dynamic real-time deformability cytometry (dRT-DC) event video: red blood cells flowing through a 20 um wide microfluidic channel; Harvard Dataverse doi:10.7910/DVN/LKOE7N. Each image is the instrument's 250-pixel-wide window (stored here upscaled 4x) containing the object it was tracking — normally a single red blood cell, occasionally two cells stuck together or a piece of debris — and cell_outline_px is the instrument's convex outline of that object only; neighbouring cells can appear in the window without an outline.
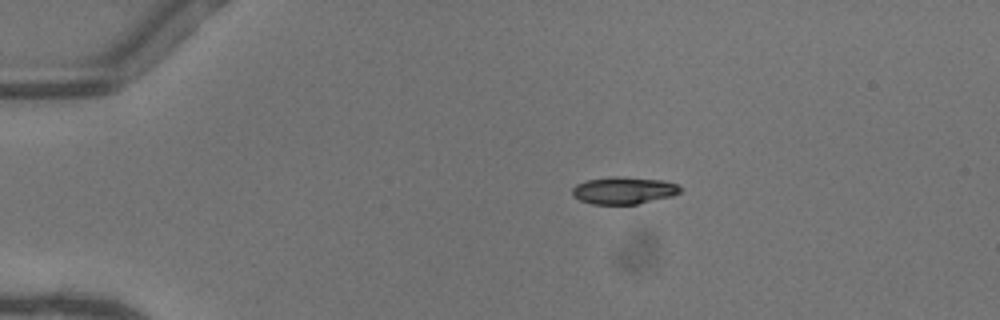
{"species": "common noctule bat (a hibernating species)", "species_latin": "Nyctalus noctula", "temperature_condition": "warm", "stored_images_in_passage": 42, "camera_frame_rate_fps": 3000, "um_per_image_px": 0.085, "animal": {"sex": "female"}, "frame": {"image": 1, "passage_image": 1, "time_ms": 0.0, "image_size_px": [1000, 320], "cell_outline_px": [[680, 192], [672, 196], [636, 204], [592, 204], [580, 200], [572, 196], [572, 188], [576, 184], [584, 180], [612, 176], [616, 176], [664, 180], [676, 184], [680, 188]], "centroid_in_image_um": [52.97, 16.18], "position_along_channel_um": 32.0, "area_um2": 17.17}}
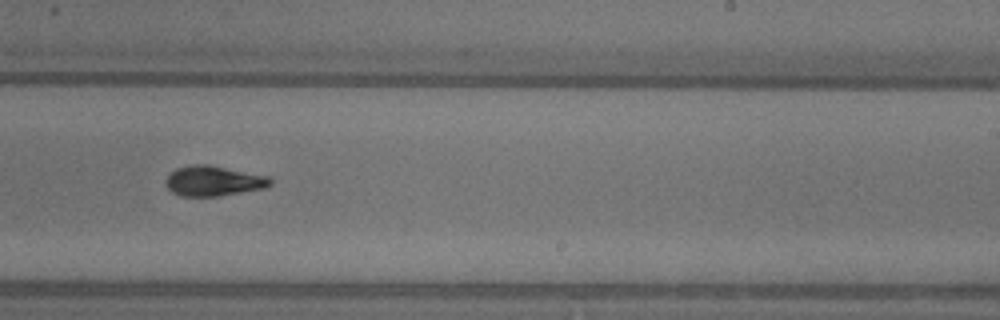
{"frame": {"image": 2, "passage_image": 23, "time_ms": 7.333, "image_size_px": [1000, 320], "cell_outline_px": [[272, 184], [264, 188], [216, 196], [180, 196], [172, 192], [164, 184], [164, 180], [176, 168], [192, 164], [208, 164], [268, 176], [272, 180]], "centroid_in_image_um": [18.11, 15.37], "position_along_channel_um": 270.9, "area_um2": 18.32}}
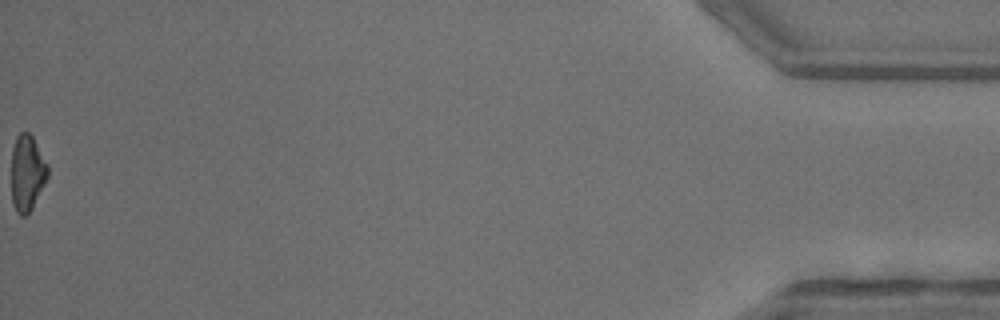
{"frame": {"image": 3, "passage_image": 42, "time_ms": 13.667, "image_size_px": [1000, 320], "cell_outline_px": [[48, 176], [32, 208], [24, 216], [20, 216], [16, 212], [12, 204], [12, 148], [16, 136], [20, 132], [28, 132], [32, 136], [48, 164]], "centroid_in_image_um": [2.3, 14.69], "position_along_channel_um": 432.9, "area_um2": 16.07}, "authors_computed_cell_mechanics": {"area_um2": 17.918, "velocity_mm_per_s": 4.1156, "shape_relaxation_time_tau1_ms": 5.4293, "shape_relaxation_time_tau2_ms": 5.3857, "deformation_change_tau1": 0.2006, "deformation_change_tau2": 0.1024}}